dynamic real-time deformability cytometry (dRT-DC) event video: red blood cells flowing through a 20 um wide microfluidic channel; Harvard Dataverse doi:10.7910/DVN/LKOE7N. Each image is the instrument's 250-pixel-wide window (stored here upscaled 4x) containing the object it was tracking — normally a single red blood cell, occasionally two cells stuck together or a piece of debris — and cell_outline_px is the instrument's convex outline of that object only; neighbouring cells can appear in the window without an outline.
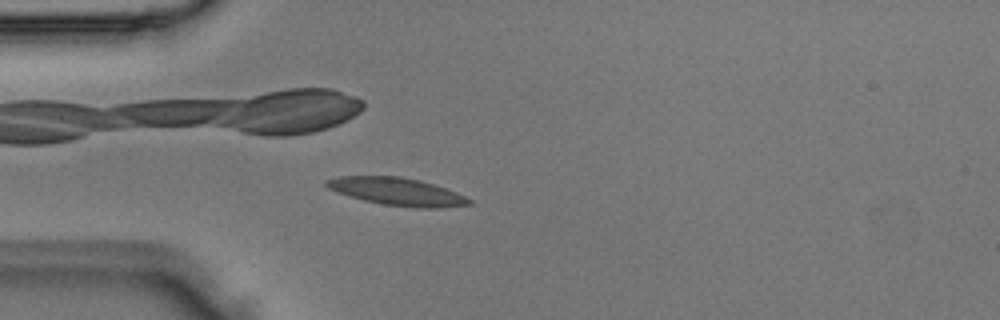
{"species": "Egyptian fruit bat (a non-hibernating species)", "species_latin": "Rousettus aegyptiacus", "temperature_condition": "room temperature", "stored_images_in_passage": 2, "camera_frame_rate_fps": 3000, "um_per_image_px": 0.085, "animal": {"sex": "male"}, "frame": {"image": 1, "passage_image": 2, "time_ms": 0.333, "image_size_px": [1000, 320], "cell_outline_px": [[472, 204], [440, 208], [416, 208], [384, 204], [364, 200], [328, 188], [324, 184], [324, 180], [340, 176], [400, 176], [420, 180], [456, 192], [472, 200]], "centroid_in_image_um": [33.77, 16.28], "position_along_channel_um": 51.2, "area_um2": 22.72}}